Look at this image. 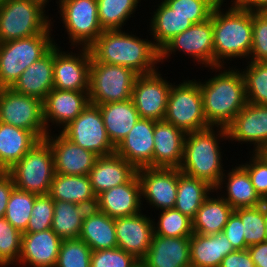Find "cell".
Here are the masks:
<instances>
[{
	"label": "cell",
	"mask_w": 267,
	"mask_h": 267,
	"mask_svg": "<svg viewBox=\"0 0 267 267\" xmlns=\"http://www.w3.org/2000/svg\"><path fill=\"white\" fill-rule=\"evenodd\" d=\"M242 9L248 10L252 13L267 12V0H232Z\"/></svg>",
	"instance_id": "obj_54"
},
{
	"label": "cell",
	"mask_w": 267,
	"mask_h": 267,
	"mask_svg": "<svg viewBox=\"0 0 267 267\" xmlns=\"http://www.w3.org/2000/svg\"><path fill=\"white\" fill-rule=\"evenodd\" d=\"M223 2L225 0H221L212 11L214 67L225 66L224 59H249L252 49L253 13L234 2L224 12L223 8L220 9Z\"/></svg>",
	"instance_id": "obj_3"
},
{
	"label": "cell",
	"mask_w": 267,
	"mask_h": 267,
	"mask_svg": "<svg viewBox=\"0 0 267 267\" xmlns=\"http://www.w3.org/2000/svg\"><path fill=\"white\" fill-rule=\"evenodd\" d=\"M90 103L88 91L52 89L43 101L47 133L51 125L62 129L73 121ZM52 123L51 125L49 123ZM49 130V131H48Z\"/></svg>",
	"instance_id": "obj_21"
},
{
	"label": "cell",
	"mask_w": 267,
	"mask_h": 267,
	"mask_svg": "<svg viewBox=\"0 0 267 267\" xmlns=\"http://www.w3.org/2000/svg\"><path fill=\"white\" fill-rule=\"evenodd\" d=\"M250 61L267 62V12L253 13V38Z\"/></svg>",
	"instance_id": "obj_48"
},
{
	"label": "cell",
	"mask_w": 267,
	"mask_h": 267,
	"mask_svg": "<svg viewBox=\"0 0 267 267\" xmlns=\"http://www.w3.org/2000/svg\"><path fill=\"white\" fill-rule=\"evenodd\" d=\"M98 106L108 137L116 147L134 127L140 119V115L132 99Z\"/></svg>",
	"instance_id": "obj_31"
},
{
	"label": "cell",
	"mask_w": 267,
	"mask_h": 267,
	"mask_svg": "<svg viewBox=\"0 0 267 267\" xmlns=\"http://www.w3.org/2000/svg\"><path fill=\"white\" fill-rule=\"evenodd\" d=\"M22 233L5 218H0V267L19 262Z\"/></svg>",
	"instance_id": "obj_44"
},
{
	"label": "cell",
	"mask_w": 267,
	"mask_h": 267,
	"mask_svg": "<svg viewBox=\"0 0 267 267\" xmlns=\"http://www.w3.org/2000/svg\"><path fill=\"white\" fill-rule=\"evenodd\" d=\"M51 26L42 34L0 43V88H11L31 64L56 43Z\"/></svg>",
	"instance_id": "obj_5"
},
{
	"label": "cell",
	"mask_w": 267,
	"mask_h": 267,
	"mask_svg": "<svg viewBox=\"0 0 267 267\" xmlns=\"http://www.w3.org/2000/svg\"><path fill=\"white\" fill-rule=\"evenodd\" d=\"M92 250L81 239H63L55 267H90Z\"/></svg>",
	"instance_id": "obj_43"
},
{
	"label": "cell",
	"mask_w": 267,
	"mask_h": 267,
	"mask_svg": "<svg viewBox=\"0 0 267 267\" xmlns=\"http://www.w3.org/2000/svg\"><path fill=\"white\" fill-rule=\"evenodd\" d=\"M164 121L186 134L210 127L204 114L202 93L197 80L172 84Z\"/></svg>",
	"instance_id": "obj_8"
},
{
	"label": "cell",
	"mask_w": 267,
	"mask_h": 267,
	"mask_svg": "<svg viewBox=\"0 0 267 267\" xmlns=\"http://www.w3.org/2000/svg\"><path fill=\"white\" fill-rule=\"evenodd\" d=\"M158 222L154 221V235L164 237H191L192 219L172 208L161 210Z\"/></svg>",
	"instance_id": "obj_41"
},
{
	"label": "cell",
	"mask_w": 267,
	"mask_h": 267,
	"mask_svg": "<svg viewBox=\"0 0 267 267\" xmlns=\"http://www.w3.org/2000/svg\"><path fill=\"white\" fill-rule=\"evenodd\" d=\"M144 199L137 173L127 182L100 193L95 208L111 218L139 214Z\"/></svg>",
	"instance_id": "obj_22"
},
{
	"label": "cell",
	"mask_w": 267,
	"mask_h": 267,
	"mask_svg": "<svg viewBox=\"0 0 267 267\" xmlns=\"http://www.w3.org/2000/svg\"><path fill=\"white\" fill-rule=\"evenodd\" d=\"M258 153L267 160V145H265Z\"/></svg>",
	"instance_id": "obj_56"
},
{
	"label": "cell",
	"mask_w": 267,
	"mask_h": 267,
	"mask_svg": "<svg viewBox=\"0 0 267 267\" xmlns=\"http://www.w3.org/2000/svg\"><path fill=\"white\" fill-rule=\"evenodd\" d=\"M45 4H47V3H49V1L48 0H42Z\"/></svg>",
	"instance_id": "obj_59"
},
{
	"label": "cell",
	"mask_w": 267,
	"mask_h": 267,
	"mask_svg": "<svg viewBox=\"0 0 267 267\" xmlns=\"http://www.w3.org/2000/svg\"><path fill=\"white\" fill-rule=\"evenodd\" d=\"M147 267H191L190 237L154 235L146 256Z\"/></svg>",
	"instance_id": "obj_24"
},
{
	"label": "cell",
	"mask_w": 267,
	"mask_h": 267,
	"mask_svg": "<svg viewBox=\"0 0 267 267\" xmlns=\"http://www.w3.org/2000/svg\"><path fill=\"white\" fill-rule=\"evenodd\" d=\"M255 267H267V241L248 246Z\"/></svg>",
	"instance_id": "obj_53"
},
{
	"label": "cell",
	"mask_w": 267,
	"mask_h": 267,
	"mask_svg": "<svg viewBox=\"0 0 267 267\" xmlns=\"http://www.w3.org/2000/svg\"><path fill=\"white\" fill-rule=\"evenodd\" d=\"M250 160L241 165L247 170L256 193L267 202V160L258 152H253Z\"/></svg>",
	"instance_id": "obj_49"
},
{
	"label": "cell",
	"mask_w": 267,
	"mask_h": 267,
	"mask_svg": "<svg viewBox=\"0 0 267 267\" xmlns=\"http://www.w3.org/2000/svg\"><path fill=\"white\" fill-rule=\"evenodd\" d=\"M154 220L141 212L115 218L117 247L142 260L151 245Z\"/></svg>",
	"instance_id": "obj_18"
},
{
	"label": "cell",
	"mask_w": 267,
	"mask_h": 267,
	"mask_svg": "<svg viewBox=\"0 0 267 267\" xmlns=\"http://www.w3.org/2000/svg\"><path fill=\"white\" fill-rule=\"evenodd\" d=\"M11 88L20 94L44 101L53 89V47L24 70Z\"/></svg>",
	"instance_id": "obj_27"
},
{
	"label": "cell",
	"mask_w": 267,
	"mask_h": 267,
	"mask_svg": "<svg viewBox=\"0 0 267 267\" xmlns=\"http://www.w3.org/2000/svg\"><path fill=\"white\" fill-rule=\"evenodd\" d=\"M157 6L149 29L150 35H153L154 46L160 51L175 36L190 28L193 23L188 20V17L177 14L163 0Z\"/></svg>",
	"instance_id": "obj_34"
},
{
	"label": "cell",
	"mask_w": 267,
	"mask_h": 267,
	"mask_svg": "<svg viewBox=\"0 0 267 267\" xmlns=\"http://www.w3.org/2000/svg\"><path fill=\"white\" fill-rule=\"evenodd\" d=\"M235 249L222 233L190 237L191 267H219L223 258Z\"/></svg>",
	"instance_id": "obj_29"
},
{
	"label": "cell",
	"mask_w": 267,
	"mask_h": 267,
	"mask_svg": "<svg viewBox=\"0 0 267 267\" xmlns=\"http://www.w3.org/2000/svg\"><path fill=\"white\" fill-rule=\"evenodd\" d=\"M219 267H255L249 251L235 250L226 255Z\"/></svg>",
	"instance_id": "obj_51"
},
{
	"label": "cell",
	"mask_w": 267,
	"mask_h": 267,
	"mask_svg": "<svg viewBox=\"0 0 267 267\" xmlns=\"http://www.w3.org/2000/svg\"><path fill=\"white\" fill-rule=\"evenodd\" d=\"M213 25L212 14L205 22L193 24L184 32L175 36L160 50V62L169 59L176 51L193 57L198 64L204 67H214V46H213ZM164 59V60H163ZM200 62V63H199Z\"/></svg>",
	"instance_id": "obj_13"
},
{
	"label": "cell",
	"mask_w": 267,
	"mask_h": 267,
	"mask_svg": "<svg viewBox=\"0 0 267 267\" xmlns=\"http://www.w3.org/2000/svg\"><path fill=\"white\" fill-rule=\"evenodd\" d=\"M234 209L220 196H208L192 219L193 233H222Z\"/></svg>",
	"instance_id": "obj_35"
},
{
	"label": "cell",
	"mask_w": 267,
	"mask_h": 267,
	"mask_svg": "<svg viewBox=\"0 0 267 267\" xmlns=\"http://www.w3.org/2000/svg\"><path fill=\"white\" fill-rule=\"evenodd\" d=\"M138 260L119 247L92 251L90 267H133Z\"/></svg>",
	"instance_id": "obj_47"
},
{
	"label": "cell",
	"mask_w": 267,
	"mask_h": 267,
	"mask_svg": "<svg viewBox=\"0 0 267 267\" xmlns=\"http://www.w3.org/2000/svg\"><path fill=\"white\" fill-rule=\"evenodd\" d=\"M89 49L95 62L124 66L138 75L157 71L160 62V51L152 41L122 30H104Z\"/></svg>",
	"instance_id": "obj_1"
},
{
	"label": "cell",
	"mask_w": 267,
	"mask_h": 267,
	"mask_svg": "<svg viewBox=\"0 0 267 267\" xmlns=\"http://www.w3.org/2000/svg\"><path fill=\"white\" fill-rule=\"evenodd\" d=\"M186 133L173 124L156 121L153 168H178L182 163Z\"/></svg>",
	"instance_id": "obj_25"
},
{
	"label": "cell",
	"mask_w": 267,
	"mask_h": 267,
	"mask_svg": "<svg viewBox=\"0 0 267 267\" xmlns=\"http://www.w3.org/2000/svg\"><path fill=\"white\" fill-rule=\"evenodd\" d=\"M155 122L153 119L140 118L115 148V153L136 169L153 168Z\"/></svg>",
	"instance_id": "obj_20"
},
{
	"label": "cell",
	"mask_w": 267,
	"mask_h": 267,
	"mask_svg": "<svg viewBox=\"0 0 267 267\" xmlns=\"http://www.w3.org/2000/svg\"><path fill=\"white\" fill-rule=\"evenodd\" d=\"M56 3H59L60 18L71 45L89 48L104 31L98 18L97 0H59Z\"/></svg>",
	"instance_id": "obj_11"
},
{
	"label": "cell",
	"mask_w": 267,
	"mask_h": 267,
	"mask_svg": "<svg viewBox=\"0 0 267 267\" xmlns=\"http://www.w3.org/2000/svg\"><path fill=\"white\" fill-rule=\"evenodd\" d=\"M264 222H265V233L267 240V202H264Z\"/></svg>",
	"instance_id": "obj_55"
},
{
	"label": "cell",
	"mask_w": 267,
	"mask_h": 267,
	"mask_svg": "<svg viewBox=\"0 0 267 267\" xmlns=\"http://www.w3.org/2000/svg\"><path fill=\"white\" fill-rule=\"evenodd\" d=\"M137 76V73L127 67L91 59L88 91L90 103L100 105L131 99Z\"/></svg>",
	"instance_id": "obj_9"
},
{
	"label": "cell",
	"mask_w": 267,
	"mask_h": 267,
	"mask_svg": "<svg viewBox=\"0 0 267 267\" xmlns=\"http://www.w3.org/2000/svg\"><path fill=\"white\" fill-rule=\"evenodd\" d=\"M89 208L61 200H54L51 229L63 239H77L81 233L84 216Z\"/></svg>",
	"instance_id": "obj_37"
},
{
	"label": "cell",
	"mask_w": 267,
	"mask_h": 267,
	"mask_svg": "<svg viewBox=\"0 0 267 267\" xmlns=\"http://www.w3.org/2000/svg\"><path fill=\"white\" fill-rule=\"evenodd\" d=\"M38 141L31 131L0 122V170L11 169Z\"/></svg>",
	"instance_id": "obj_33"
},
{
	"label": "cell",
	"mask_w": 267,
	"mask_h": 267,
	"mask_svg": "<svg viewBox=\"0 0 267 267\" xmlns=\"http://www.w3.org/2000/svg\"><path fill=\"white\" fill-rule=\"evenodd\" d=\"M159 72L138 75L132 89L134 106L140 118L163 121L172 83Z\"/></svg>",
	"instance_id": "obj_15"
},
{
	"label": "cell",
	"mask_w": 267,
	"mask_h": 267,
	"mask_svg": "<svg viewBox=\"0 0 267 267\" xmlns=\"http://www.w3.org/2000/svg\"><path fill=\"white\" fill-rule=\"evenodd\" d=\"M223 233L235 250H246L248 248V245L245 243L242 221L234 211L224 226Z\"/></svg>",
	"instance_id": "obj_50"
},
{
	"label": "cell",
	"mask_w": 267,
	"mask_h": 267,
	"mask_svg": "<svg viewBox=\"0 0 267 267\" xmlns=\"http://www.w3.org/2000/svg\"><path fill=\"white\" fill-rule=\"evenodd\" d=\"M60 132L74 144L96 154L98 157L115 153L116 147L108 137L98 105L89 103Z\"/></svg>",
	"instance_id": "obj_12"
},
{
	"label": "cell",
	"mask_w": 267,
	"mask_h": 267,
	"mask_svg": "<svg viewBox=\"0 0 267 267\" xmlns=\"http://www.w3.org/2000/svg\"><path fill=\"white\" fill-rule=\"evenodd\" d=\"M36 196L16 187L12 190L4 217L21 233L27 229Z\"/></svg>",
	"instance_id": "obj_39"
},
{
	"label": "cell",
	"mask_w": 267,
	"mask_h": 267,
	"mask_svg": "<svg viewBox=\"0 0 267 267\" xmlns=\"http://www.w3.org/2000/svg\"><path fill=\"white\" fill-rule=\"evenodd\" d=\"M42 0H7L0 7V43L44 33L51 19Z\"/></svg>",
	"instance_id": "obj_6"
},
{
	"label": "cell",
	"mask_w": 267,
	"mask_h": 267,
	"mask_svg": "<svg viewBox=\"0 0 267 267\" xmlns=\"http://www.w3.org/2000/svg\"><path fill=\"white\" fill-rule=\"evenodd\" d=\"M177 14L188 17L193 24L205 22L221 0H163Z\"/></svg>",
	"instance_id": "obj_45"
},
{
	"label": "cell",
	"mask_w": 267,
	"mask_h": 267,
	"mask_svg": "<svg viewBox=\"0 0 267 267\" xmlns=\"http://www.w3.org/2000/svg\"><path fill=\"white\" fill-rule=\"evenodd\" d=\"M234 212L242 221L245 243L248 246L265 242L264 203L256 207L238 208Z\"/></svg>",
	"instance_id": "obj_42"
},
{
	"label": "cell",
	"mask_w": 267,
	"mask_h": 267,
	"mask_svg": "<svg viewBox=\"0 0 267 267\" xmlns=\"http://www.w3.org/2000/svg\"><path fill=\"white\" fill-rule=\"evenodd\" d=\"M228 139L254 144L259 152L267 145V105L247 103L226 127Z\"/></svg>",
	"instance_id": "obj_17"
},
{
	"label": "cell",
	"mask_w": 267,
	"mask_h": 267,
	"mask_svg": "<svg viewBox=\"0 0 267 267\" xmlns=\"http://www.w3.org/2000/svg\"><path fill=\"white\" fill-rule=\"evenodd\" d=\"M224 69L223 72L220 71ZM219 71L205 82L197 81L202 93L204 114L210 126L227 127L248 103L243 74L232 67H210Z\"/></svg>",
	"instance_id": "obj_2"
},
{
	"label": "cell",
	"mask_w": 267,
	"mask_h": 267,
	"mask_svg": "<svg viewBox=\"0 0 267 267\" xmlns=\"http://www.w3.org/2000/svg\"><path fill=\"white\" fill-rule=\"evenodd\" d=\"M215 192L204 180L189 177L178 169L177 196L174 209L193 219L205 199Z\"/></svg>",
	"instance_id": "obj_36"
},
{
	"label": "cell",
	"mask_w": 267,
	"mask_h": 267,
	"mask_svg": "<svg viewBox=\"0 0 267 267\" xmlns=\"http://www.w3.org/2000/svg\"><path fill=\"white\" fill-rule=\"evenodd\" d=\"M141 195L152 208L172 209L175 206L178 186V168L137 169Z\"/></svg>",
	"instance_id": "obj_16"
},
{
	"label": "cell",
	"mask_w": 267,
	"mask_h": 267,
	"mask_svg": "<svg viewBox=\"0 0 267 267\" xmlns=\"http://www.w3.org/2000/svg\"><path fill=\"white\" fill-rule=\"evenodd\" d=\"M53 46V88L69 91H89L91 52L81 48L78 53L65 52Z\"/></svg>",
	"instance_id": "obj_14"
},
{
	"label": "cell",
	"mask_w": 267,
	"mask_h": 267,
	"mask_svg": "<svg viewBox=\"0 0 267 267\" xmlns=\"http://www.w3.org/2000/svg\"><path fill=\"white\" fill-rule=\"evenodd\" d=\"M17 189L36 195L49 194L55 174L49 142L41 139L7 171Z\"/></svg>",
	"instance_id": "obj_7"
},
{
	"label": "cell",
	"mask_w": 267,
	"mask_h": 267,
	"mask_svg": "<svg viewBox=\"0 0 267 267\" xmlns=\"http://www.w3.org/2000/svg\"><path fill=\"white\" fill-rule=\"evenodd\" d=\"M7 0H0V7L6 2Z\"/></svg>",
	"instance_id": "obj_58"
},
{
	"label": "cell",
	"mask_w": 267,
	"mask_h": 267,
	"mask_svg": "<svg viewBox=\"0 0 267 267\" xmlns=\"http://www.w3.org/2000/svg\"><path fill=\"white\" fill-rule=\"evenodd\" d=\"M241 70L249 103L267 105V62H247Z\"/></svg>",
	"instance_id": "obj_40"
},
{
	"label": "cell",
	"mask_w": 267,
	"mask_h": 267,
	"mask_svg": "<svg viewBox=\"0 0 267 267\" xmlns=\"http://www.w3.org/2000/svg\"><path fill=\"white\" fill-rule=\"evenodd\" d=\"M221 138L229 140L225 127L210 126L187 133L179 170L189 177L204 180L215 189L226 171L222 167Z\"/></svg>",
	"instance_id": "obj_4"
},
{
	"label": "cell",
	"mask_w": 267,
	"mask_h": 267,
	"mask_svg": "<svg viewBox=\"0 0 267 267\" xmlns=\"http://www.w3.org/2000/svg\"><path fill=\"white\" fill-rule=\"evenodd\" d=\"M53 213L54 200L51 196L49 194L37 195L24 233H36L51 229Z\"/></svg>",
	"instance_id": "obj_46"
},
{
	"label": "cell",
	"mask_w": 267,
	"mask_h": 267,
	"mask_svg": "<svg viewBox=\"0 0 267 267\" xmlns=\"http://www.w3.org/2000/svg\"><path fill=\"white\" fill-rule=\"evenodd\" d=\"M61 243L62 239L52 229L22 233L18 265L55 267Z\"/></svg>",
	"instance_id": "obj_23"
},
{
	"label": "cell",
	"mask_w": 267,
	"mask_h": 267,
	"mask_svg": "<svg viewBox=\"0 0 267 267\" xmlns=\"http://www.w3.org/2000/svg\"><path fill=\"white\" fill-rule=\"evenodd\" d=\"M137 169L116 153L97 158L88 174L96 196L113 187L127 183Z\"/></svg>",
	"instance_id": "obj_26"
},
{
	"label": "cell",
	"mask_w": 267,
	"mask_h": 267,
	"mask_svg": "<svg viewBox=\"0 0 267 267\" xmlns=\"http://www.w3.org/2000/svg\"><path fill=\"white\" fill-rule=\"evenodd\" d=\"M228 175V176H227ZM223 174L217 187L214 189L218 193V189L222 190L225 186V195L221 196L234 210L238 208L256 207L264 203V201L256 193L251 183L247 170L240 164ZM225 182V183H224ZM222 186V187H221Z\"/></svg>",
	"instance_id": "obj_28"
},
{
	"label": "cell",
	"mask_w": 267,
	"mask_h": 267,
	"mask_svg": "<svg viewBox=\"0 0 267 267\" xmlns=\"http://www.w3.org/2000/svg\"><path fill=\"white\" fill-rule=\"evenodd\" d=\"M141 0H97L100 25L103 30H121L138 8ZM125 22V23H124Z\"/></svg>",
	"instance_id": "obj_38"
},
{
	"label": "cell",
	"mask_w": 267,
	"mask_h": 267,
	"mask_svg": "<svg viewBox=\"0 0 267 267\" xmlns=\"http://www.w3.org/2000/svg\"><path fill=\"white\" fill-rule=\"evenodd\" d=\"M79 239L92 251L117 247L115 218H111L96 208L88 209L84 216Z\"/></svg>",
	"instance_id": "obj_32"
},
{
	"label": "cell",
	"mask_w": 267,
	"mask_h": 267,
	"mask_svg": "<svg viewBox=\"0 0 267 267\" xmlns=\"http://www.w3.org/2000/svg\"><path fill=\"white\" fill-rule=\"evenodd\" d=\"M55 135L53 136L49 132L45 137L53 153L55 173L88 175L98 156L74 144L61 132H59V135Z\"/></svg>",
	"instance_id": "obj_19"
},
{
	"label": "cell",
	"mask_w": 267,
	"mask_h": 267,
	"mask_svg": "<svg viewBox=\"0 0 267 267\" xmlns=\"http://www.w3.org/2000/svg\"><path fill=\"white\" fill-rule=\"evenodd\" d=\"M133 267H147L141 260H138Z\"/></svg>",
	"instance_id": "obj_57"
},
{
	"label": "cell",
	"mask_w": 267,
	"mask_h": 267,
	"mask_svg": "<svg viewBox=\"0 0 267 267\" xmlns=\"http://www.w3.org/2000/svg\"><path fill=\"white\" fill-rule=\"evenodd\" d=\"M49 195L53 200H61L89 209L95 208L97 196L92 189L88 175L54 174Z\"/></svg>",
	"instance_id": "obj_30"
},
{
	"label": "cell",
	"mask_w": 267,
	"mask_h": 267,
	"mask_svg": "<svg viewBox=\"0 0 267 267\" xmlns=\"http://www.w3.org/2000/svg\"><path fill=\"white\" fill-rule=\"evenodd\" d=\"M0 122L31 131L39 140L47 133L43 101L14 91L0 88Z\"/></svg>",
	"instance_id": "obj_10"
},
{
	"label": "cell",
	"mask_w": 267,
	"mask_h": 267,
	"mask_svg": "<svg viewBox=\"0 0 267 267\" xmlns=\"http://www.w3.org/2000/svg\"><path fill=\"white\" fill-rule=\"evenodd\" d=\"M15 188L12 176L5 171L0 173V218L4 217L7 203Z\"/></svg>",
	"instance_id": "obj_52"
}]
</instances>
